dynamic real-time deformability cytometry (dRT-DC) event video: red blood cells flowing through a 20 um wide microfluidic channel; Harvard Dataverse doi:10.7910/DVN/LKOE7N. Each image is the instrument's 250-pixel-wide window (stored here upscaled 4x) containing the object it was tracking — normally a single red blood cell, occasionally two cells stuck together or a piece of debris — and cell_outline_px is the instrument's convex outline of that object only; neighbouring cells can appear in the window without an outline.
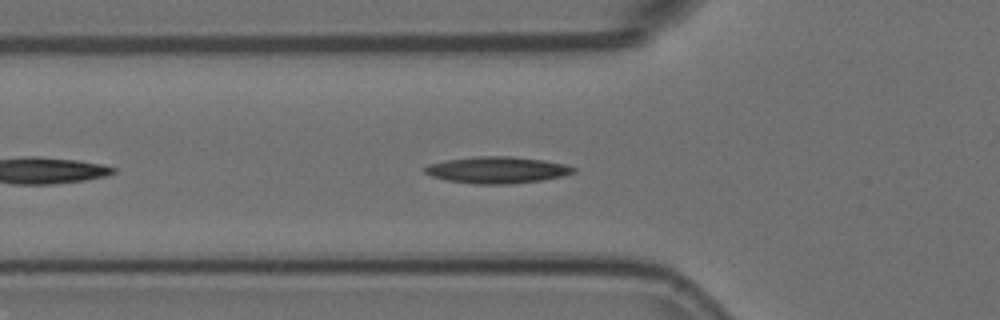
{"species": "Egyptian fruit bat (a non-hibernating species)", "species_latin": "Rousettus aegyptiacus", "temperature_condition": "room temperature", "stored_images_in_passage": 10, "camera_frame_rate_fps": 3000, "um_per_image_px": 0.085, "animal": {"sex": "female"}, "frame": {"image": 1, "passage_image": 6, "time_ms": 1.667, "image_size_px": [1000, 320], "cell_outline_px": [[576, 172], [564, 176], [540, 180], [504, 184], [476, 184], [448, 180], [432, 176], [424, 172], [424, 168], [428, 164], [448, 160], [472, 156], [508, 156], [544, 160], [568, 164], [576, 168]], "centroid_in_image_um": [42.29, 14.44], "position_along_channel_um": 83.5, "area_um2": 23.0}}